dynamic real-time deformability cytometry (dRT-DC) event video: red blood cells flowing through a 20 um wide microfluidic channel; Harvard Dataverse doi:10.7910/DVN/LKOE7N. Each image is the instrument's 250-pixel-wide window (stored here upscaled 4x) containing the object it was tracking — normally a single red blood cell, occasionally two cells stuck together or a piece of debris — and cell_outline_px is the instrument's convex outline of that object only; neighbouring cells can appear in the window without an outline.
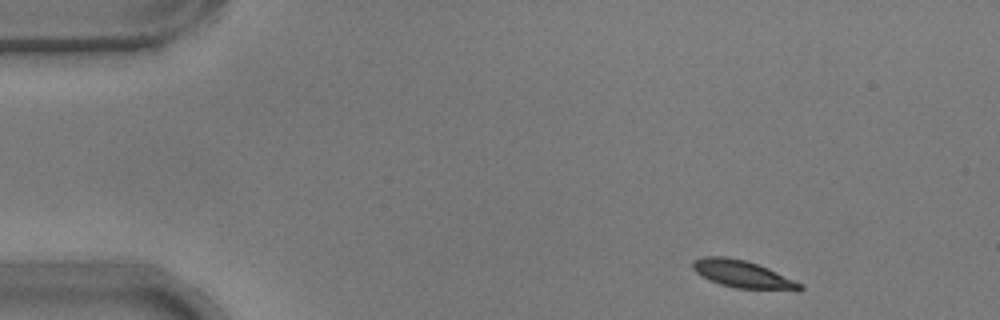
{"species": "common noctule bat (a hibernating species)", "species_latin": "Nyctalus noctula", "temperature_condition": "warm", "stored_images_in_passage": 49, "camera_frame_rate_fps": 3000, "um_per_image_px": 0.085, "animal": {"sex": "male", "body_mass_g": 17.9}, "frame": {"image": 1, "passage_image": 2, "time_ms": 0.333, "image_size_px": [1000, 320], "cell_outline_px": [[804, 288], [800, 292], [796, 292], [736, 288], [720, 284], [696, 272], [692, 268], [692, 260], [704, 256], [724, 256], [744, 260], [768, 268], [804, 284]], "centroid_in_image_um": [63.23, 23.34], "position_along_channel_um": 21.8, "area_um2": 17.4}}
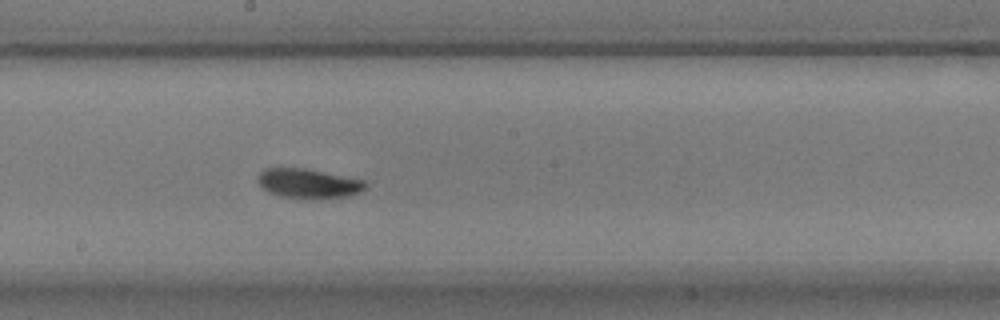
{"frame": {"image": 2, "passage_image": 25, "time_ms": 8.0, "image_size_px": [1000, 320], "cell_outline_px": [[368, 184], [360, 192], [348, 196], [280, 196], [268, 192], [256, 180], [256, 176], [264, 168], [304, 168], [364, 180]], "centroid_in_image_um": [26.17, 15.54], "position_along_channel_um": 222.0, "area_um2": 17.74}}
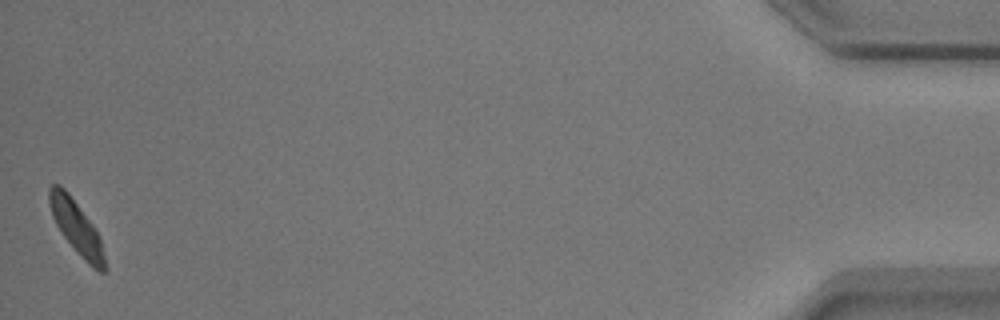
{"frame": {"image": 3, "passage_image": 49, "time_ms": 16.0, "image_size_px": [1000, 320], "cell_outline_px": [[108, 268], [104, 272], [100, 272], [92, 268], [84, 260], [64, 236], [56, 224], [52, 216], [48, 200], [48, 188], [52, 184], [60, 184], [68, 192], [92, 224], [100, 236]], "centroid_in_image_um": [6.52, 19.34], "position_along_channel_um": 428.7, "area_um2": 17.22}, "authors_computed_cell_mechanics": {"area_um2": 17.7446, "velocity_mm_per_s": 3.725, "shape_relaxation_time_tau1_ms": 2.6425, "shape_relaxation_time_tau2_ms": null, "deformation_change_tau1": 0.1328, "deformation_change_tau2": null}}